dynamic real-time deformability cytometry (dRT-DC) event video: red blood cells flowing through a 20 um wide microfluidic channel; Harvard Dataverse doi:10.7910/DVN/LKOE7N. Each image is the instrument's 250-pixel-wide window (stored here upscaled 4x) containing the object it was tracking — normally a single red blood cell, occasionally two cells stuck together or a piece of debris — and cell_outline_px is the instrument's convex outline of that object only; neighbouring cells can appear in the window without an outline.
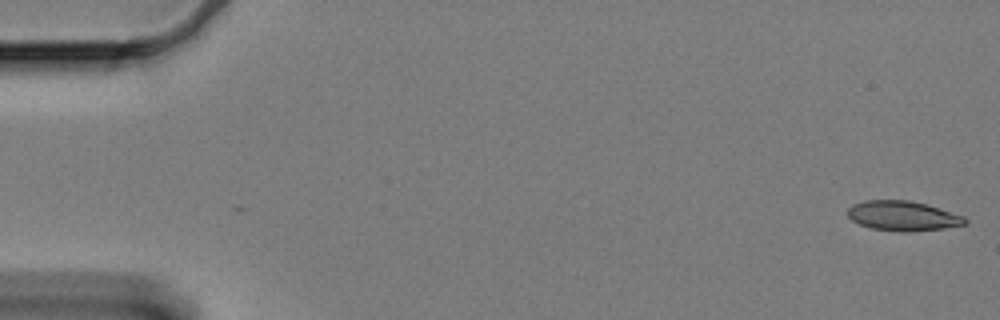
{"species": "Egyptian fruit bat (a non-hibernating species)", "species_latin": "Rousettus aegyptiacus", "temperature_condition": "cold", "stored_images_in_passage": 60, "camera_frame_rate_fps": 3000, "um_per_image_px": 0.085, "animal": {"sex": "female"}, "frame": {"image": 1, "passage_image": 1, "time_ms": 0.0, "image_size_px": [1000, 320], "cell_outline_px": [[968, 224], [944, 228], [904, 232], [872, 228], [860, 224], [852, 220], [848, 216], [848, 208], [852, 204], [864, 200], [908, 200], [924, 204], [964, 216], [968, 220]], "centroid_in_image_um": [76.73, 18.35], "position_along_channel_um": 8.3, "area_um2": 20.17}}
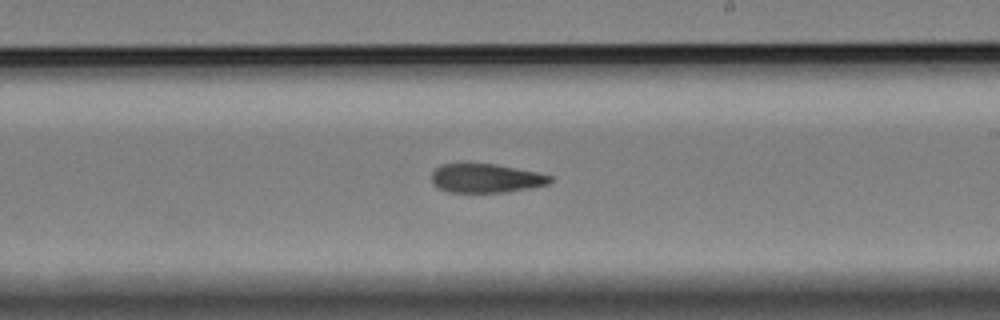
{"frame": {"image": 2, "passage_image": 35, "time_ms": 11.333, "image_size_px": [1000, 320], "cell_outline_px": [[552, 180], [548, 184], [528, 188], [504, 192], [448, 192], [436, 188], [432, 184], [432, 172], [440, 164], [496, 164], [536, 172], [552, 176]], "centroid_in_image_um": [41.26, 15.15], "position_along_channel_um": 247.7, "area_um2": 19.88}}
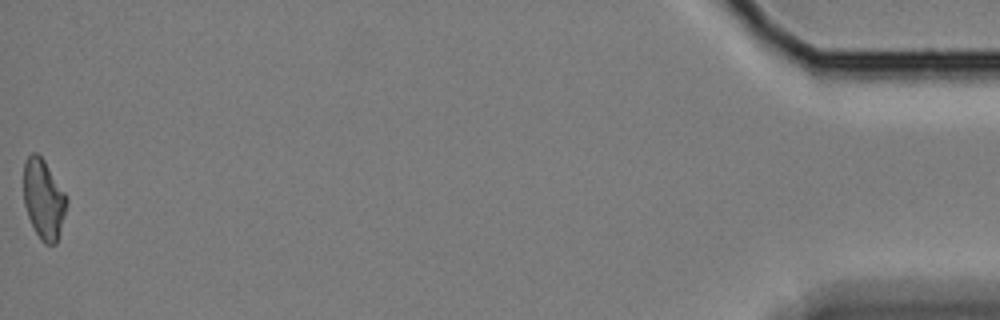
{"frame": {"image": 3, "passage_image": 60, "time_ms": 19.667, "image_size_px": [1000, 320], "cell_outline_px": [[68, 204], [60, 232], [56, 244], [44, 244], [40, 240], [28, 216], [24, 204], [24, 160], [32, 152], [36, 152], [44, 160], [64, 192], [68, 200]], "centroid_in_image_um": [3.71, 16.94], "position_along_channel_um": 431.5, "area_um2": 19.94}, "authors_computed_cell_mechanics": {"area_um2": 20.9236, "velocity_mm_per_s": 3.3274, "shape_relaxation_time_tau1_ms": 5.6443, "shape_relaxation_time_tau2_ms": 5.9191, "deformation_change_tau1": 0.1569, "deformation_change_tau2": 0.1431}}